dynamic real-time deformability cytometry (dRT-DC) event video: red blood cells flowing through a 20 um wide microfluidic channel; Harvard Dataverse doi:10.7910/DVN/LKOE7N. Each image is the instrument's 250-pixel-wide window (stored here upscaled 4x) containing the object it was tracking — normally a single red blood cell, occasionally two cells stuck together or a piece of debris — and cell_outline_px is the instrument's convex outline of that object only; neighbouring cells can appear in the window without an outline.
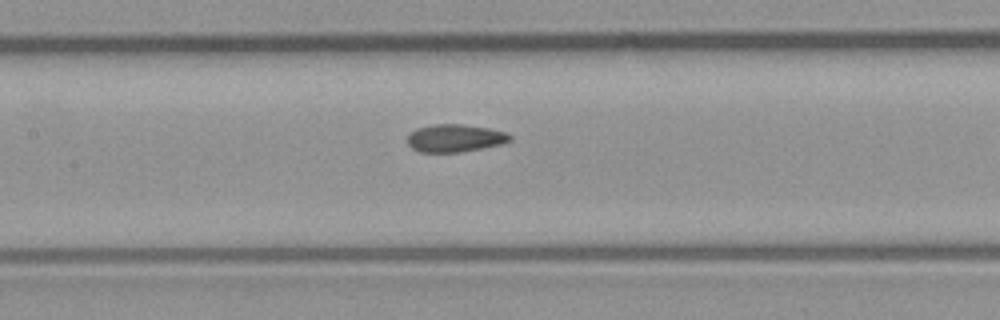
{"species": "common noctule bat (a hibernating species)", "species_latin": "Nyctalus noctula", "temperature_condition": "room temperature", "stored_images_in_passage": 7, "camera_frame_rate_fps": 3000, "um_per_image_px": 0.085, "animal": {"sex": "male", "body_mass_g": 23.1, "forearm_length_mm": 52.7}, "frame": {"image": 1, "passage_image": 6, "time_ms": 1.667, "image_size_px": [1000, 320], "cell_outline_px": [[512, 140], [500, 144], [460, 152], [420, 152], [412, 148], [408, 144], [408, 136], [416, 128], [432, 124], [464, 124], [488, 128], [504, 132], [512, 136]], "centroid_in_image_um": [38.65, 11.73], "position_along_channel_um": 168.7, "area_um2": 16.42}}